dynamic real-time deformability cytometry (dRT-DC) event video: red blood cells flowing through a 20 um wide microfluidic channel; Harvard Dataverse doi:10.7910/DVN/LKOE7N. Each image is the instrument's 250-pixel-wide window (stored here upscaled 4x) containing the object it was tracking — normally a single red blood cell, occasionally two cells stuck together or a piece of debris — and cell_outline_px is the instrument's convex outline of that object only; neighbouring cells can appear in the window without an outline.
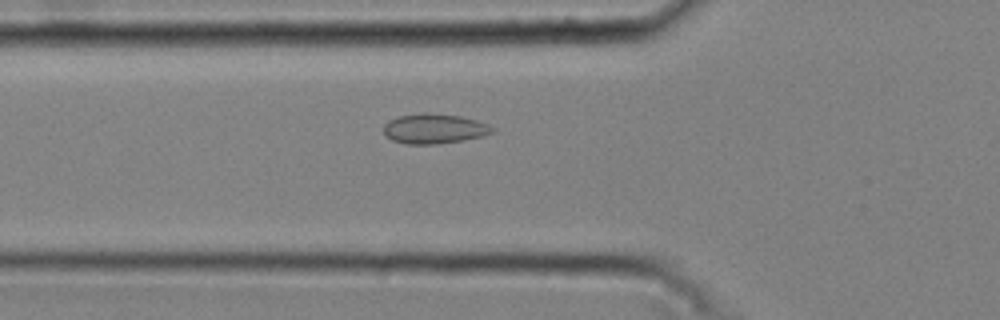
{"species": "common noctule bat (a hibernating species)", "species_latin": "Nyctalus noctula", "temperature_condition": "cold", "stored_images_in_passage": 45, "camera_frame_rate_fps": 3000, "um_per_image_px": 0.085, "animal": {"sex": "male", "body_mass_g": 20.4}, "frame": {"image": 1, "passage_image": 18, "time_ms": 5.667, "image_size_px": [1000, 320], "cell_outline_px": [[496, 132], [484, 136], [436, 144], [408, 144], [392, 140], [384, 132], [384, 124], [388, 120], [400, 116], [428, 112], [460, 116], [476, 120], [488, 124], [496, 128]], "centroid_in_image_um": [36.95, 10.93], "position_along_channel_um": 88.8, "area_um2": 18.9}}
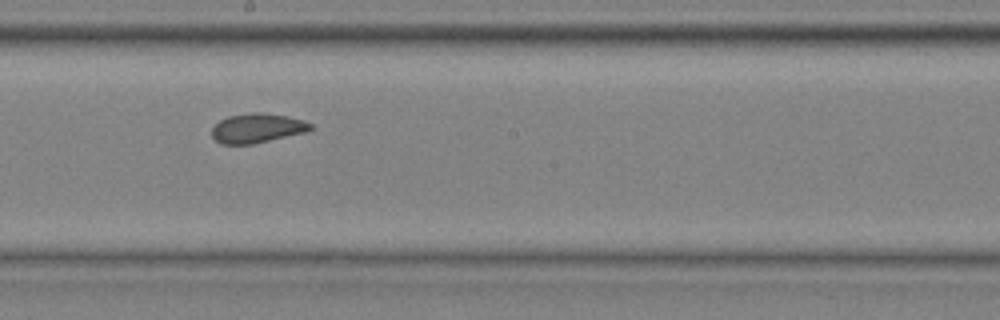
{"frame": {"image": 2, "passage_image": 29, "time_ms": 9.333, "image_size_px": [1000, 320], "cell_outline_px": [[316, 128], [304, 132], [252, 144], [220, 144], [212, 136], [212, 128], [220, 120], [228, 116], [252, 112], [260, 112], [288, 116], [304, 120], [312, 124]], "centroid_in_image_um": [21.87, 10.88], "position_along_channel_um": 226.3, "area_um2": 16.88}}
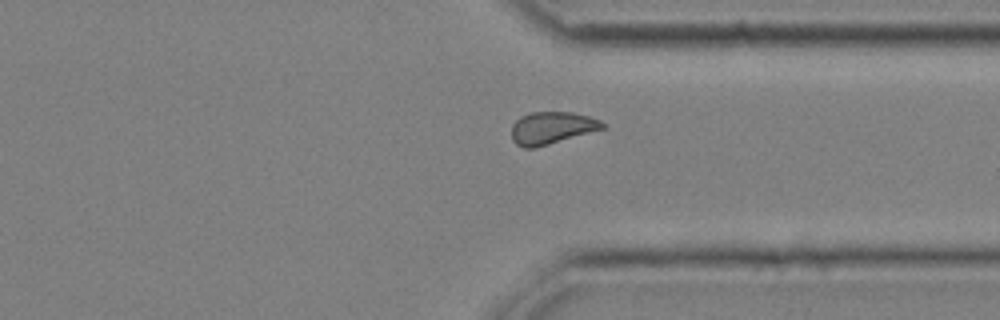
{"frame": {"image": 3, "passage_image": 40, "time_ms": 13.0, "image_size_px": [1000, 320], "cell_outline_px": [[604, 128], [536, 148], [524, 148], [516, 144], [512, 140], [512, 124], [520, 116], [532, 112], [572, 112], [588, 116], [600, 120], [604, 124]], "centroid_in_image_um": [46.86, 10.87], "position_along_channel_um": 364.5, "area_um2": 17.05}, "authors_computed_cell_mechanics": {"area_um2": 17.6868, "velocity_mm_per_s": 3.7447, "shape_relaxation_time_tau1_ms": null, "shape_relaxation_time_tau2_ms": 1.1873, "deformation_change_tau1": null, "deformation_change_tau2": 0.0485}}